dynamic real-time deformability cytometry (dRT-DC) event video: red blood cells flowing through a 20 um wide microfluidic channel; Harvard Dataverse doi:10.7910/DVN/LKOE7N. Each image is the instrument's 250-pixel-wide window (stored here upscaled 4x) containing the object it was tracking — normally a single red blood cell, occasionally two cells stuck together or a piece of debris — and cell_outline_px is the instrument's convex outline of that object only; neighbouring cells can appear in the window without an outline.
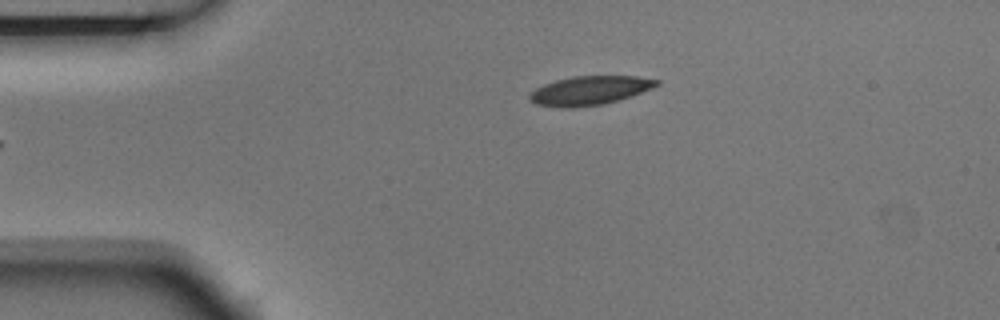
{"species": "Egyptian fruit bat (a non-hibernating species)", "species_latin": "Rousettus aegyptiacus", "temperature_condition": "room temperature", "stored_images_in_passage": 2, "camera_frame_rate_fps": 3000, "um_per_image_px": 0.085, "animal": {"sex": "male"}, "frame": {"image": 1, "passage_image": 2, "time_ms": 0.333, "image_size_px": [1000, 320], "cell_outline_px": [[660, 84], [652, 88], [604, 104], [568, 108], [564, 108], [536, 104], [528, 96], [536, 88], [544, 84], [556, 80], [572, 76], [640, 76], [660, 80]], "centroid_in_image_um": [50.13, 7.68], "position_along_channel_um": 34.9, "area_um2": 21.15}}